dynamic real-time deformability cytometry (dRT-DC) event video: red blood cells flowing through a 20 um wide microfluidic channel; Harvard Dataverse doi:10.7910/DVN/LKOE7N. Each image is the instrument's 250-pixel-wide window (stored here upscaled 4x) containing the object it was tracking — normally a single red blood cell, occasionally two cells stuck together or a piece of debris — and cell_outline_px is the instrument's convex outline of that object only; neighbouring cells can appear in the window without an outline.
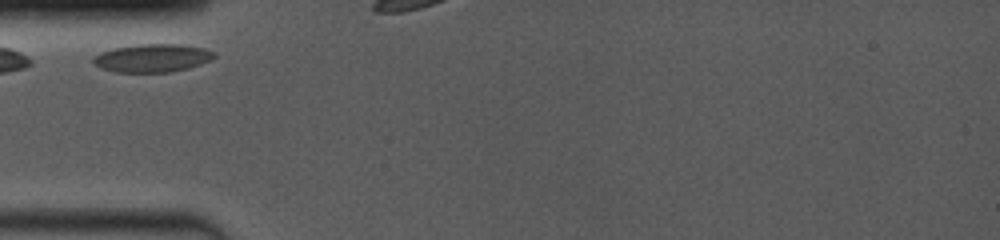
{"species": "common noctule bat (a hibernating species)", "species_latin": "Nyctalus noctula", "temperature_condition": "room temperature", "stored_images_in_passage": 8, "camera_frame_rate_fps": 4000, "um_per_image_px": 0.085, "animal": {"sex": "female", "body_mass_g": 19.0, "forearm_length_mm": 53.3}, "frame": {"image": 1, "passage_image": 1, "time_ms": 0.0, "image_size_px": [1000, 240], "cell_outline_px": [[216, 56], [200, 64], [188, 68], [172, 72], [116, 72], [100, 68], [92, 64], [92, 60], [100, 52], [112, 48], [136, 44], [180, 44], [204, 48], [216, 52]], "centroid_in_image_um": [12.92, 4.93], "position_along_channel_um": 72.1, "area_um2": 19.94}}